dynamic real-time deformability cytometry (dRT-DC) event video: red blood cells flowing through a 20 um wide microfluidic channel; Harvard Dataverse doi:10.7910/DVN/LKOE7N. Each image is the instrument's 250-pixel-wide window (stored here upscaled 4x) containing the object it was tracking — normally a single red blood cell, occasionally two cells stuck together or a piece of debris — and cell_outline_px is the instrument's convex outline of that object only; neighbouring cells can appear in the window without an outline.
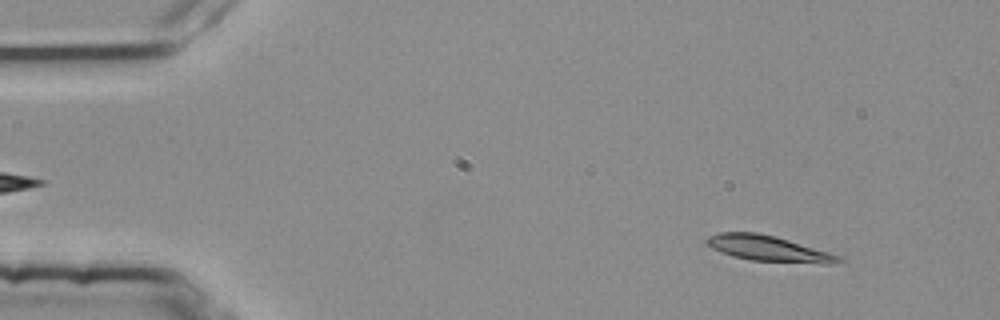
{"species": "common noctule bat (a hibernating species)", "species_latin": "Nyctalus noctula", "temperature_condition": "room temperature", "stored_images_in_passage": 50, "camera_frame_rate_fps": 3000, "um_per_image_px": 0.085, "animal": {"sex": "female", "body_mass_g": 25.1}, "frame": {"image": 1, "passage_image": 4, "time_ms": 1.0, "image_size_px": [1000, 320], "cell_outline_px": [[844, 260], [832, 264], [824, 264], [752, 260], [732, 256], [712, 248], [704, 240], [708, 236], [720, 232], [756, 232], [788, 240], [844, 256]], "centroid_in_image_um": [65.36, 21.13], "position_along_channel_um": 19.6, "area_um2": 19.65}}
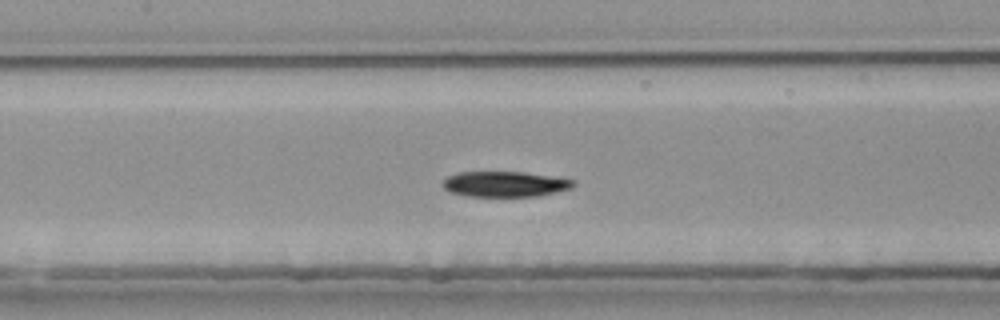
{"frame": {"image": 2, "passage_image": 23, "time_ms": 7.333, "image_size_px": [1000, 320], "cell_outline_px": [[576, 184], [572, 188], [536, 196], [468, 196], [448, 192], [444, 188], [444, 180], [448, 176], [460, 172], [524, 172], [576, 180]], "centroid_in_image_um": [42.93, 15.64], "position_along_channel_um": 164.5, "area_um2": 19.25}}
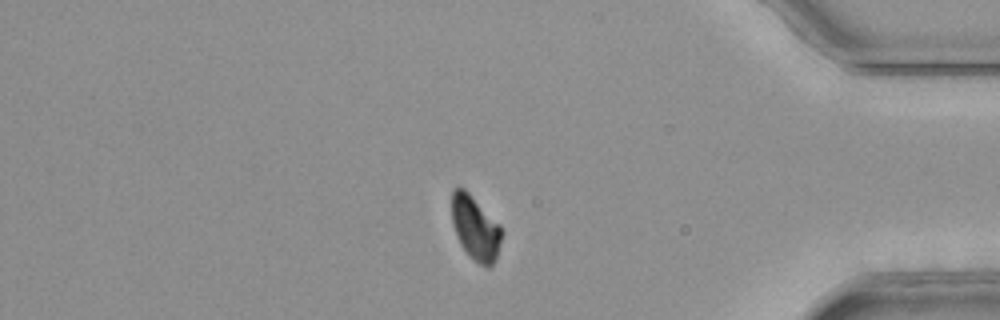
{"frame": {"image": 3, "passage_image": 44, "time_ms": 14.333, "image_size_px": [1000, 320], "cell_outline_px": [[504, 232], [496, 260], [488, 268], [484, 268], [460, 244], [452, 224], [452, 188], [464, 188], [500, 224]], "centroid_in_image_um": [40.44, 19.38], "position_along_channel_um": 394.8, "area_um2": 18.67}, "authors_computed_cell_mechanics": {"area_um2": 19.6231, "velocity_mm_per_s": 3.76, "shape_relaxation_time_tau1_ms": 7.8677, "shape_relaxation_time_tau2_ms": null, "deformation_change_tau1": 0.1824, "deformation_change_tau2": null}}